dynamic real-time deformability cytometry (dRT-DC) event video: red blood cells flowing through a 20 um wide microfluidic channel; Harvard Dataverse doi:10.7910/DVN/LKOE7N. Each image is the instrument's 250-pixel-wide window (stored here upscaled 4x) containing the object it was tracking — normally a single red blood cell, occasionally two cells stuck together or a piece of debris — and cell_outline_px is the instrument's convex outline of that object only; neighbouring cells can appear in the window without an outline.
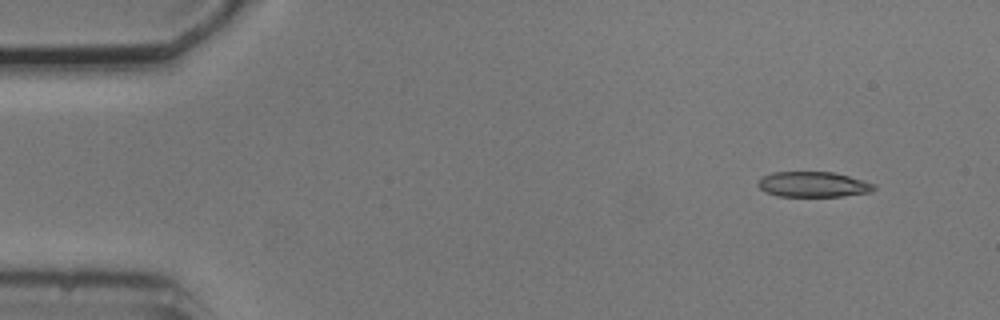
{"species": "common noctule bat (a hibernating species)", "species_latin": "Nyctalus noctula", "temperature_condition": "cold", "stored_images_in_passage": 2, "camera_frame_rate_fps": 3000, "um_per_image_px": 0.085, "animal": {"sex": "male", "body_mass_g": 20.5, "forearm_length_mm": 52.5}, "frame": {"image": 1, "passage_image": 2, "time_ms": 1.333, "image_size_px": [1000, 320], "cell_outline_px": [[876, 188], [872, 192], [844, 196], [776, 196], [760, 188], [756, 184], [764, 176], [772, 172], [832, 172], [848, 176], [876, 184]], "centroid_in_image_um": [69.15, 15.68], "position_along_channel_um": 15.8, "area_um2": 17.05}}